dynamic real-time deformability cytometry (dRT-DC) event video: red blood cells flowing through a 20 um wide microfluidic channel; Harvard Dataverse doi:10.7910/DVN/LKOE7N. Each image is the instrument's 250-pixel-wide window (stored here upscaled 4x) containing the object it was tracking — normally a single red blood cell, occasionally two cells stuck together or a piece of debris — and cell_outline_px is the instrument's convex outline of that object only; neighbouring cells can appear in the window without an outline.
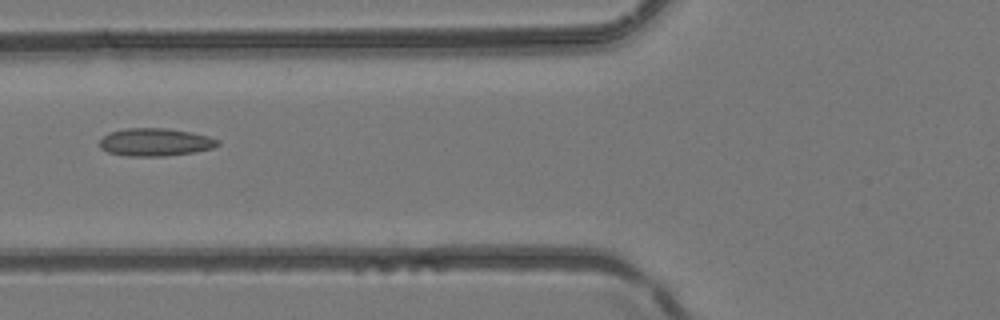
{"species": "common noctule bat (a hibernating species)", "species_latin": "Nyctalus noctula", "temperature_condition": "room temperature", "stored_images_in_passage": 5, "camera_frame_rate_fps": 3000, "um_per_image_px": 0.085, "animal": {"sex": "female", "body_mass_g": 24.6, "forearm_length_mm": 56.2}, "frame": {"image": 1, "passage_image": 5, "time_ms": 1.333, "image_size_px": [1000, 320], "cell_outline_px": [[220, 144], [212, 148], [196, 152], [164, 156], [128, 156], [108, 152], [100, 148], [100, 140], [108, 132], [124, 128], [164, 128], [192, 132], [208, 136], [220, 140]], "centroid_in_image_um": [13.2, 12.08], "position_along_channel_um": 112.6, "area_um2": 19.25}}